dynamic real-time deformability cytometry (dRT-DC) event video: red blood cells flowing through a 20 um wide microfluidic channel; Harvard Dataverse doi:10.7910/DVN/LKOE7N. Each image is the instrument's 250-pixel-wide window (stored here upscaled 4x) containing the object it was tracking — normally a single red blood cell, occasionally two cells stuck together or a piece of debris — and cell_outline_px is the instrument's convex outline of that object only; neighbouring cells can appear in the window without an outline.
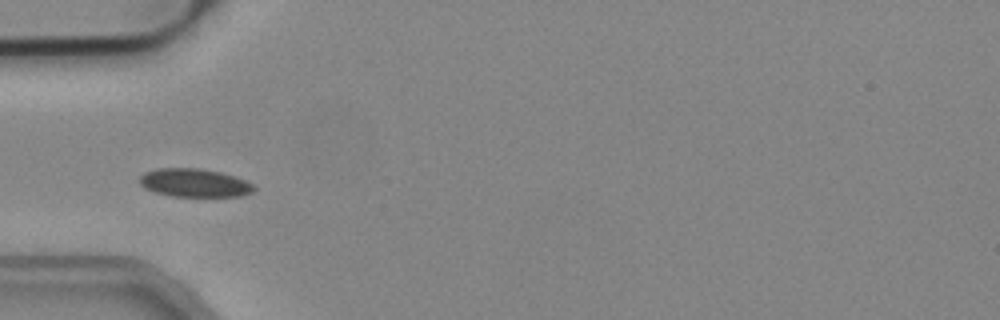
{"species": "common noctule bat (a hibernating species)", "species_latin": "Nyctalus noctula", "temperature_condition": "cold", "stored_images_in_passage": 36, "camera_frame_rate_fps": 3000, "um_per_image_px": 0.085, "animal": {"sex": "male", "body_mass_g": 19.2, "forearm_length_mm": 51.8}, "frame": {"image": 1, "passage_image": 1, "time_ms": 0.0, "image_size_px": [1000, 320], "cell_outline_px": [[256, 188], [252, 192], [240, 196], [172, 196], [156, 192], [144, 188], [140, 184], [140, 176], [144, 172], [156, 168], [200, 168], [220, 172], [244, 180], [252, 184]], "centroid_in_image_um": [16.49, 15.53], "position_along_channel_um": 68.5, "area_um2": 18.73}}
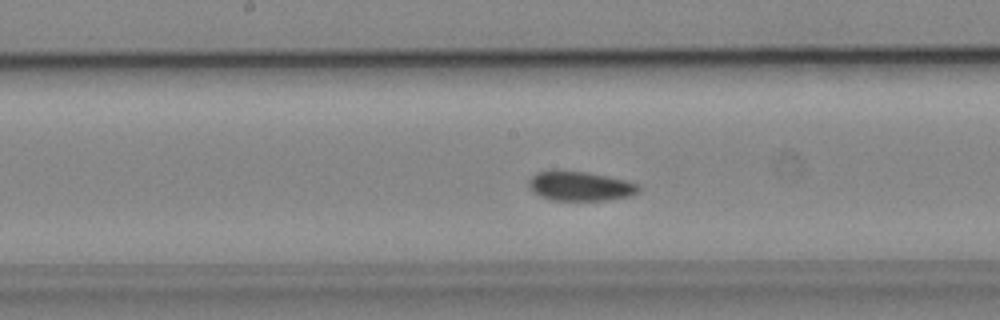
{"frame": {"image": 2, "passage_image": 11, "time_ms": 3.333, "image_size_px": [1000, 320], "cell_outline_px": [[640, 192], [632, 196], [604, 200], [552, 200], [540, 196], [532, 192], [528, 184], [528, 180], [536, 172], [584, 172], [628, 180], [640, 184]], "centroid_in_image_um": [49.37, 15.84], "position_along_channel_um": 198.8, "area_um2": 18.67}}
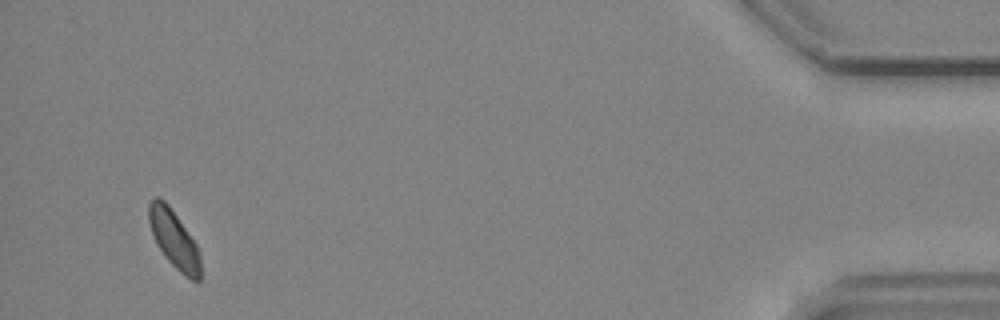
{"frame": {"image": 3, "passage_image": 34, "time_ms": 11.0, "image_size_px": [1000, 320], "cell_outline_px": [[200, 280], [192, 280], [180, 272], [164, 256], [156, 244], [148, 220], [148, 204], [156, 196], [164, 200], [168, 204], [196, 244], [200, 256]], "centroid_in_image_um": [14.77, 20.32], "position_along_channel_um": 420.4, "area_um2": 17.11}}